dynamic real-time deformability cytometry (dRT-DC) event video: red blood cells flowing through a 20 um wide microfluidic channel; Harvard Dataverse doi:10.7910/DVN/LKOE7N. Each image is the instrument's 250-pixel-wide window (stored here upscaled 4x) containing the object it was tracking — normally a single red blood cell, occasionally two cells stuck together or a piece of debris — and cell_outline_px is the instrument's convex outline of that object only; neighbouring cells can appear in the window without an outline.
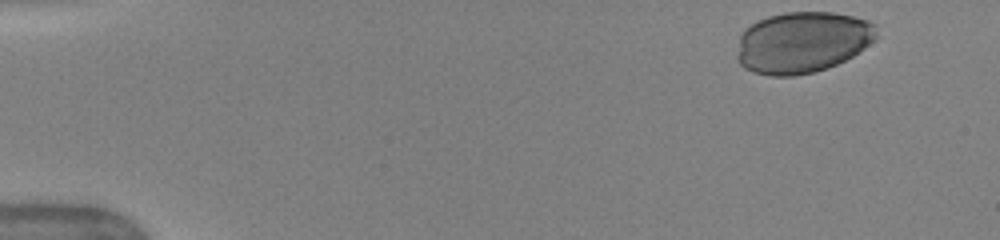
{"species": "human", "species_latin": "Homo sapiens", "temperature_condition": "warm", "stored_images_in_passage": 41, "camera_frame_rate_fps": 3000, "um_per_image_px": 0.085, "donor": {"sex": "female"}, "frame": {"image": 1, "passage_image": 1, "time_ms": 0.0, "image_size_px": [1000, 240], "cell_outline_px": [[876, 40], [852, 56], [828, 68], [812, 72], [792, 76], [772, 76], [752, 72], [744, 68], [740, 64], [736, 56], [740, 36], [744, 28], [756, 20], [768, 16], [788, 12], [832, 12], [852, 16], [868, 20], [876, 24]], "centroid_in_image_um": [68.18, 3.59], "position_along_channel_um": 16.8, "area_um2": 50.11}}
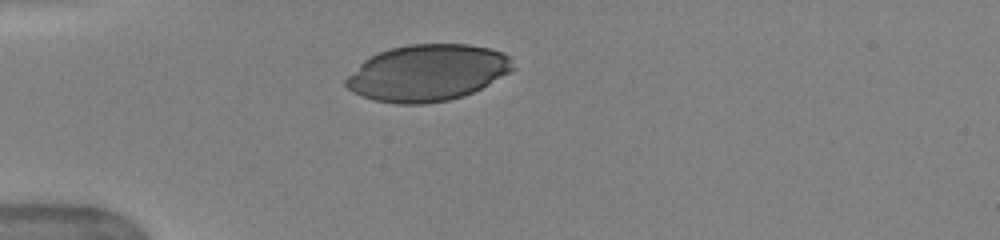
{"frame": {"image": 2, "passage_image": 11, "time_ms": 3.333, "image_size_px": [1000, 240], "cell_outline_px": [[516, 68], [488, 84], [464, 96], [448, 100], [424, 104], [396, 104], [372, 100], [352, 92], [344, 84], [344, 80], [364, 60], [380, 52], [392, 48], [408, 44], [468, 44], [488, 48], [500, 52], [508, 56]], "centroid_in_image_um": [36.31, 6.2], "position_along_channel_um": 48.7, "area_um2": 54.68}}